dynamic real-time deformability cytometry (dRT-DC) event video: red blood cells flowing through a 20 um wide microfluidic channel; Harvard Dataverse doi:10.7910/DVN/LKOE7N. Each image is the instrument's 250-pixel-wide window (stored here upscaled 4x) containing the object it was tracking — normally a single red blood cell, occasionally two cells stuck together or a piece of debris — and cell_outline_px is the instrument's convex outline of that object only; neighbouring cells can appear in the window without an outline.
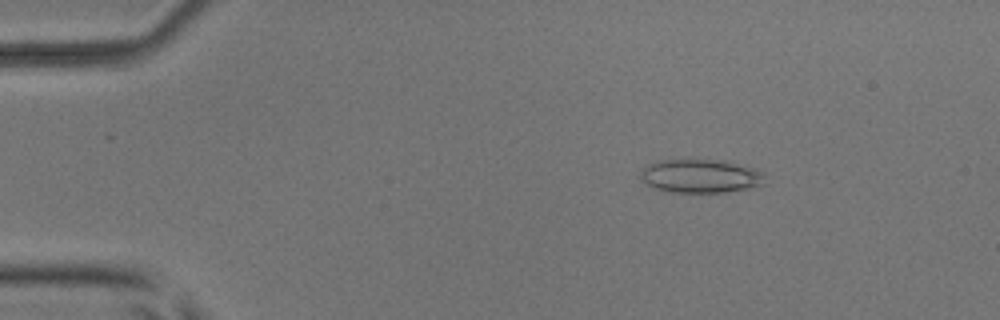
{"species": "common noctule bat (a hibernating species)", "species_latin": "Nyctalus noctula", "temperature_condition": "room temperature", "stored_images_in_passage": 52, "camera_frame_rate_fps": 3000, "um_per_image_px": 0.085, "animal": {"sex": "male", "body_mass_g": 17.9, "forearm_length_mm": 54.2}, "frame": {"image": 1, "passage_image": 8, "time_ms": 2.333, "image_size_px": [1000, 320], "cell_outline_px": [[768, 184], [724, 192], [668, 192], [656, 188], [640, 180], [640, 172], [648, 164], [656, 160], [724, 160], [752, 168], [764, 172]], "centroid_in_image_um": [59.57, 14.96], "position_along_channel_um": 25.4, "area_um2": 24.45}}
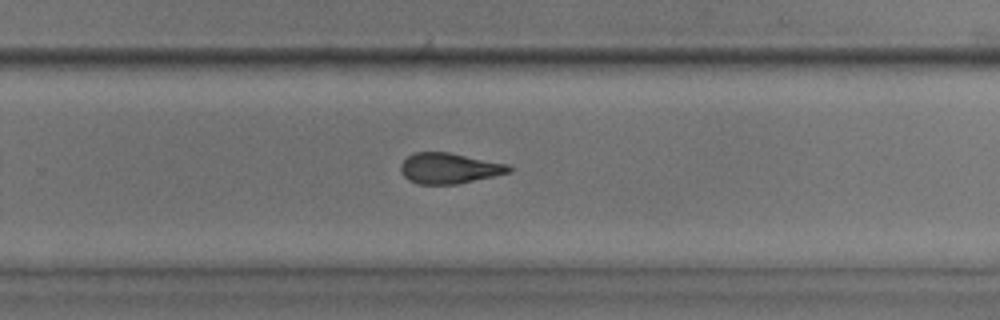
{"frame": {"image": 2, "passage_image": 34, "time_ms": 11.0, "image_size_px": [1000, 320], "cell_outline_px": [[512, 172], [456, 184], [416, 184], [408, 180], [400, 172], [400, 164], [412, 152], [448, 152], [508, 164], [512, 168]], "centroid_in_image_um": [38.15, 14.3], "position_along_channel_um": 291.7, "area_um2": 19.36}}
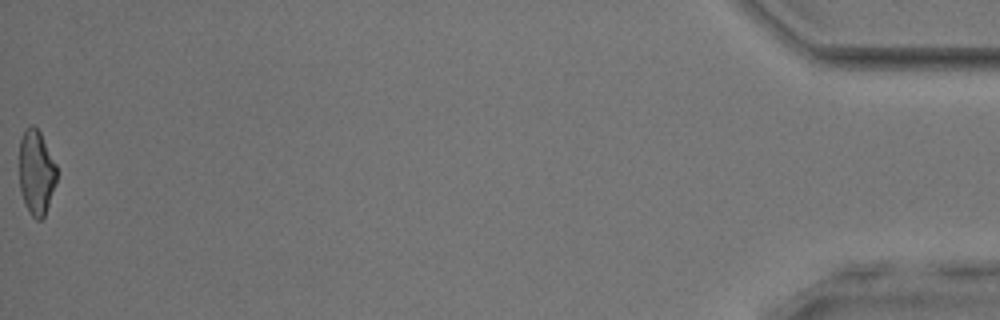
{"frame": {"image": 3, "passage_image": 52, "time_ms": 17.0, "image_size_px": [1000, 320], "cell_outline_px": [[56, 180], [44, 216], [40, 220], [36, 220], [32, 216], [24, 204], [20, 188], [20, 140], [24, 132], [32, 124], [40, 132], [56, 164]], "centroid_in_image_um": [3.08, 14.67], "position_along_channel_um": 432.1, "area_um2": 18.09}, "authors_computed_cell_mechanics": {"area_um2": 20.1433, "velocity_mm_per_s": 3.9795, "shape_relaxation_time_tau1_ms": 3.1076, "shape_relaxation_time_tau2_ms": 1.9305, "deformation_change_tau1": 0.1518, "deformation_change_tau2": 0.1157}}